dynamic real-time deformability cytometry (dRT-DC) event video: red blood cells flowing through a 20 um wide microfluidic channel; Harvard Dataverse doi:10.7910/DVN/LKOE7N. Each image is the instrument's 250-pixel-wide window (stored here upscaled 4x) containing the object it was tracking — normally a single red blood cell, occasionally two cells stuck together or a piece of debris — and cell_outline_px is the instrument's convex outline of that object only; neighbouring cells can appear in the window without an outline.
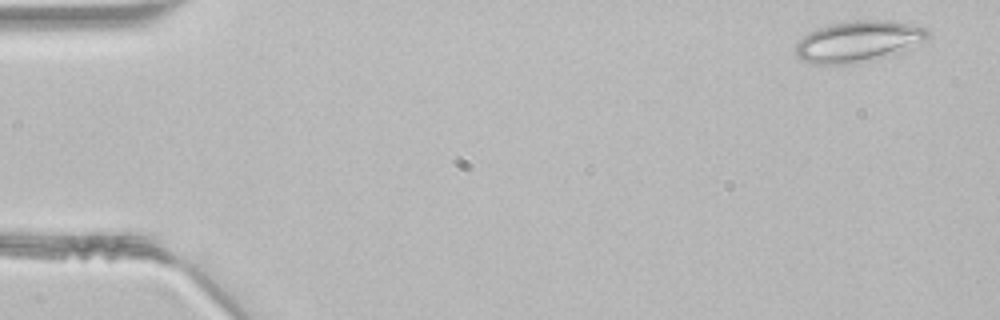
{"species": "common noctule bat (a hibernating species)", "species_latin": "Nyctalus noctula", "temperature_condition": "room temperature", "stored_images_in_passage": 11, "camera_frame_rate_fps": 3000, "um_per_image_px": 0.085, "animal": {"sex": "male", "body_mass_g": 21.5, "forearm_length_mm": 52.0}, "frame": {"image": 1, "passage_image": 2, "time_ms": 0.333, "image_size_px": [1000, 320], "cell_outline_px": [[928, 36], [924, 40], [884, 56], [872, 60], [852, 64], [812, 64], [796, 56], [796, 44], [808, 32], [816, 28], [832, 24], [852, 20], [888, 20], [928, 28]], "centroid_in_image_um": [72.88, 3.51], "position_along_channel_um": 12.1, "area_um2": 31.04}}